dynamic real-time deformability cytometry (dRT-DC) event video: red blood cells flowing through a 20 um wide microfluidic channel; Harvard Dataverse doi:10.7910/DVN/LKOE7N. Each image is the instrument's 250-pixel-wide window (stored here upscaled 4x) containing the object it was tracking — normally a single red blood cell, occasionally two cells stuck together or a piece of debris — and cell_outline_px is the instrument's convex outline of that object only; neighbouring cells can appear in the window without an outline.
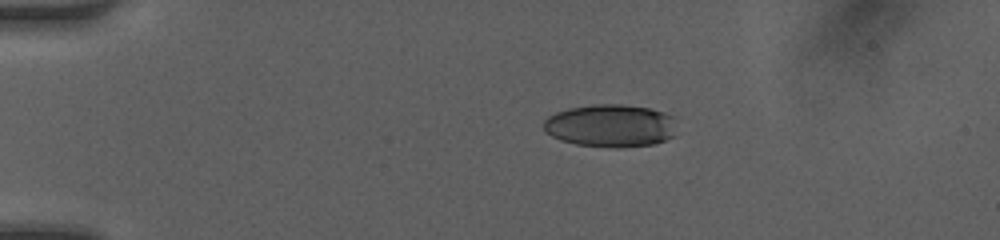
{"species": "human", "species_latin": "Homo sapiens", "temperature_condition": "room temperature", "stored_images_in_passage": 40, "camera_frame_rate_fps": 3000, "um_per_image_px": 0.085, "donor": {"sex": "female"}, "frame": {"image": 1, "passage_image": 1, "time_ms": 0.0, "image_size_px": [1000, 240], "cell_outline_px": [[676, 116], [672, 136], [664, 140], [652, 144], [620, 148], [608, 148], [576, 144], [560, 140], [552, 136], [544, 128], [544, 120], [548, 116], [556, 112], [568, 108], [596, 104], [620, 104], [648, 108], [664, 112]], "centroid_in_image_um": [51.89, 10.68], "position_along_channel_um": 33.1, "area_um2": 33.23}}
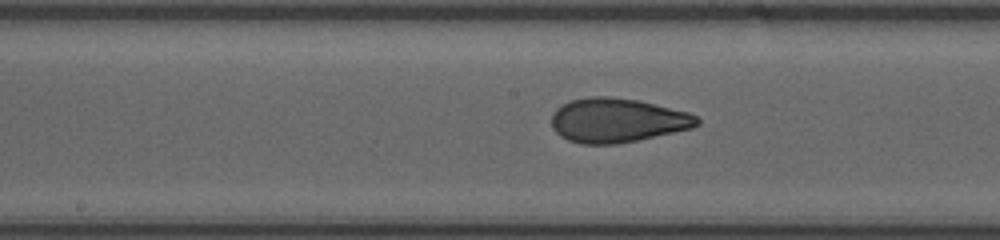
{"frame": {"image": 2, "passage_image": 17, "time_ms": 5.333, "image_size_px": [1000, 240], "cell_outline_px": [[700, 124], [692, 128], [620, 144], [580, 144], [568, 140], [560, 136], [552, 128], [552, 112], [556, 108], [572, 100], [592, 96], [608, 96], [636, 100], [688, 112], [696, 116], [700, 120]], "centroid_in_image_um": [52.45, 10.24], "position_along_channel_um": 195.8, "area_um2": 37.45}}
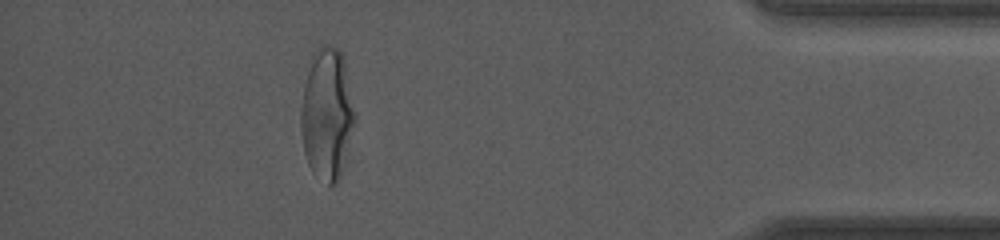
{"frame": {"image": 3, "passage_image": 35, "time_ms": 11.333, "image_size_px": [1000, 240], "cell_outline_px": [[356, 124], [340, 176], [336, 184], [332, 188], [328, 188], [312, 172], [308, 164], [304, 152], [300, 120], [300, 108], [304, 84], [316, 48], [320, 44], [328, 44], [340, 48], [344, 60], [356, 112]], "centroid_in_image_um": [27.81, 9.73], "position_along_channel_um": 407.4, "area_um2": 42.14}, "authors_computed_cell_mechanics": {"area_um2": 37.3388, "velocity_mm_per_s": 4.2426, "shape_relaxation_time_tau1_ms": 6.6798, "shape_relaxation_time_tau2_ms": 1.1975, "deformation_change_tau1": 0.2144, "deformation_change_tau2": 0.0791}}